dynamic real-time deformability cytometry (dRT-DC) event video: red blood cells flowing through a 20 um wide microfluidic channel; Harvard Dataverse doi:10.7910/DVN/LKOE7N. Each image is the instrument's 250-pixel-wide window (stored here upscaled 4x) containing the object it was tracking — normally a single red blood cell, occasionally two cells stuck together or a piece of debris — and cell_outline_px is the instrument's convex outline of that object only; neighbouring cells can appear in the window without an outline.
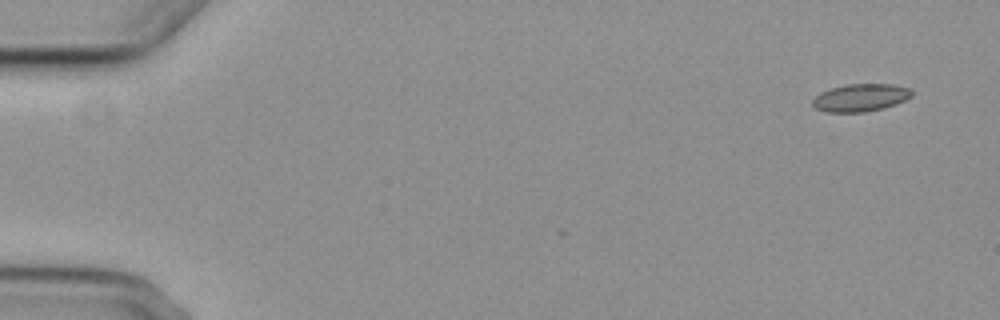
{"species": "common noctule bat (a hibernating species)", "species_latin": "Nyctalus noctula", "temperature_condition": "cold", "stored_images_in_passage": 4, "camera_frame_rate_fps": 3000, "um_per_image_px": 0.085, "animal": {"sex": "female", "body_mass_g": 29.2, "forearm_length_mm": 56.3}, "frame": {"image": 1, "passage_image": 1, "time_ms": 0.0, "image_size_px": [1000, 320], "cell_outline_px": [[912, 96], [896, 104], [884, 108], [864, 112], [828, 112], [816, 108], [812, 104], [812, 100], [820, 92], [832, 88], [848, 84], [892, 84], [908, 88], [912, 92]], "centroid_in_image_um": [73.14, 8.3], "position_along_channel_um": 11.9, "area_um2": 15.84}}